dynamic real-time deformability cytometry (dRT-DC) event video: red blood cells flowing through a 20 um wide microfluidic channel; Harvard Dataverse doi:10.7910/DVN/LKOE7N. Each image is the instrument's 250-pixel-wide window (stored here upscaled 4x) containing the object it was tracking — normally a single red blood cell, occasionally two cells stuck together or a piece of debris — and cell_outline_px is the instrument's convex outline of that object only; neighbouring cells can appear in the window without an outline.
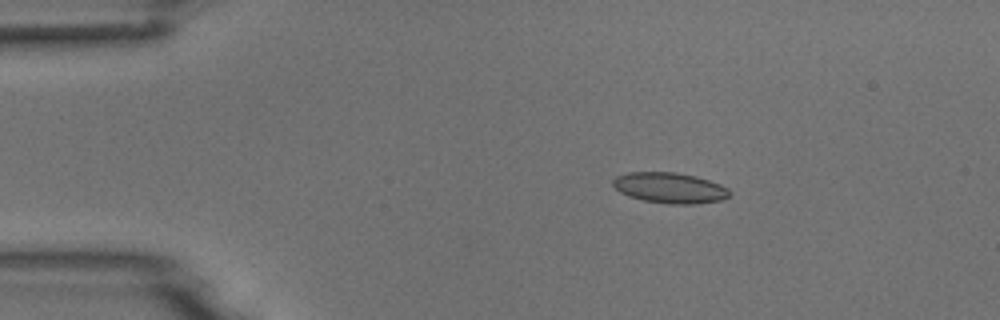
{"species": "common noctule bat (a hibernating species)", "species_latin": "Nyctalus noctula", "temperature_condition": "room temperature", "stored_images_in_passage": 4, "camera_frame_rate_fps": 3000, "um_per_image_px": 0.085, "animal": {"sex": "male", "body_mass_g": 18.8}, "frame": {"image": 1, "passage_image": 1, "time_ms": 0.0, "image_size_px": [1000, 320], "cell_outline_px": [[732, 192], [724, 200], [696, 204], [668, 204], [644, 200], [628, 196], [620, 192], [612, 184], [612, 180], [616, 176], [628, 172], [676, 172], [696, 176], [720, 184], [728, 188]], "centroid_in_image_um": [56.95, 15.97], "position_along_channel_um": 28.1, "area_um2": 20.98}}